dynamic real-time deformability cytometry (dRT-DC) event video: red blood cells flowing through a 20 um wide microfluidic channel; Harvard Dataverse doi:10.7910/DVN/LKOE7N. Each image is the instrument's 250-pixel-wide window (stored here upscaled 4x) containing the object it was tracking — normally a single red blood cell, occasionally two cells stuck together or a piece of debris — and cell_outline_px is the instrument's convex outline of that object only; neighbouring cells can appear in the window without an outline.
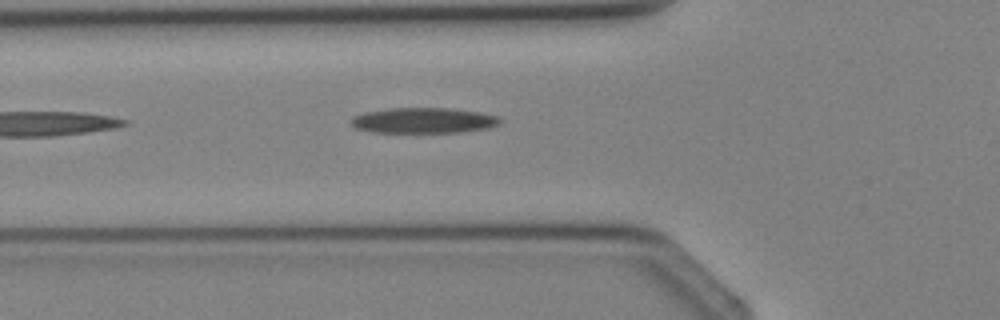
{"species": "Egyptian fruit bat (a non-hibernating species)", "species_latin": "Rousettus aegyptiacus", "temperature_condition": "cold", "stored_images_in_passage": 5, "segment_of_instrument_passage": [1, 2], "camera_frame_rate_fps": 3000, "um_per_image_px": 0.085, "animal": {"sex": "female"}, "frame": {"image": 1, "passage_image": 4, "time_ms": 3.333, "image_size_px": [1000, 320], "cell_outline_px": [[500, 124], [488, 128], [460, 132], [372, 132], [356, 128], [352, 124], [352, 116], [364, 112], [388, 108], [452, 108], [480, 112], [496, 116], [500, 120]], "centroid_in_image_um": [35.99, 10.23], "position_along_channel_um": 89.8, "area_um2": 22.08}}